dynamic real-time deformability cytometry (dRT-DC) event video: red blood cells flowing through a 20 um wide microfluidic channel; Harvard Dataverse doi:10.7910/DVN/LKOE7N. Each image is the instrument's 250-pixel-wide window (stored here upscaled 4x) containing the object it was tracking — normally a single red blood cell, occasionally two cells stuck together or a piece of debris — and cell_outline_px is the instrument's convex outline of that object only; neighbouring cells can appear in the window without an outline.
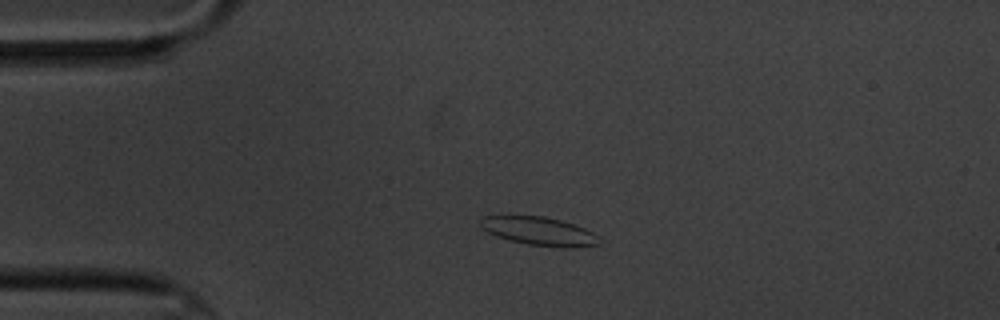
{"species": "common noctule bat (a hibernating species)", "species_latin": "Nyctalus noctula", "temperature_condition": "cold", "stored_images_in_passage": 6, "camera_frame_rate_fps": 3000, "um_per_image_px": 0.085, "animal": {"sex": "male", "body_mass_g": 20.1, "forearm_length_mm": 53.5}, "frame": {"image": 1, "passage_image": 4, "time_ms": 3.333, "image_size_px": [1000, 320], "cell_outline_px": [[600, 244], [572, 248], [560, 248], [528, 244], [508, 240], [496, 236], [480, 228], [480, 216], [544, 216], [560, 220], [584, 228], [600, 236]], "centroid_in_image_um": [45.83, 19.66], "position_along_channel_um": 39.2, "area_um2": 19.83}}
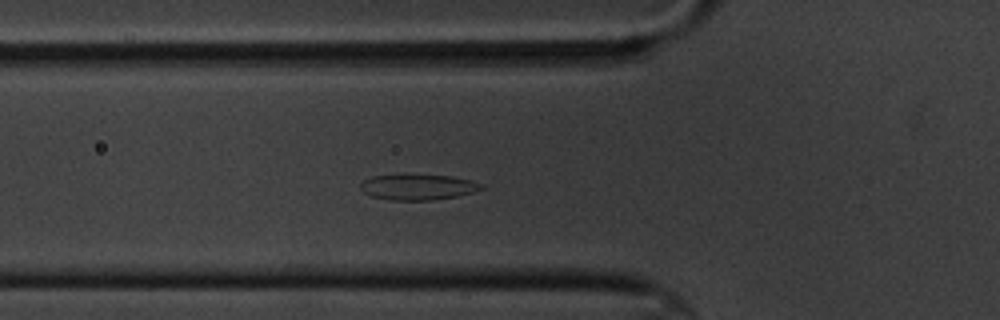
{"frame": {"image": 2, "passage_image": 6, "time_ms": 5.667, "image_size_px": [1000, 320], "cell_outline_px": [[484, 188], [472, 192], [456, 196], [432, 200], [392, 200], [372, 196], [364, 192], [360, 188], [360, 184], [364, 180], [372, 176], [404, 172], [452, 176], [472, 180], [484, 184]], "centroid_in_image_um": [35.51, 15.85], "position_along_channel_um": 90.3, "area_um2": 18.73}}